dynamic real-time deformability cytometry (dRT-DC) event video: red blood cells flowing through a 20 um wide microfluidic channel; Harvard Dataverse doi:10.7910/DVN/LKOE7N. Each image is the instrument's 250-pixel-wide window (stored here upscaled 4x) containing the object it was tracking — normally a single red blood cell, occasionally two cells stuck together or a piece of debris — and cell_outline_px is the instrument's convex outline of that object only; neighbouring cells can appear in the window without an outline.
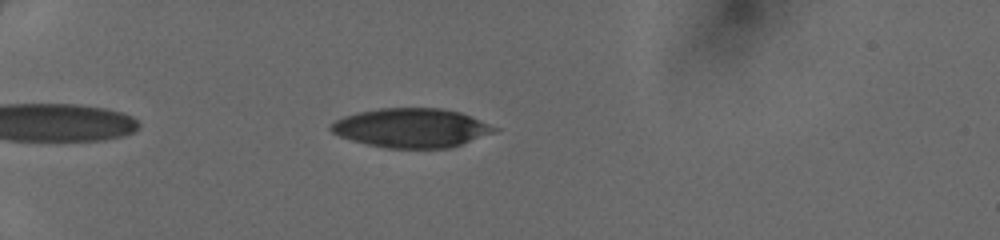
{"species": "human", "species_latin": "Homo sapiens", "temperature_condition": "cold", "stored_images_in_passage": 39, "camera_frame_rate_fps": 3000, "um_per_image_px": 0.085, "donor": {"sex": "female"}, "frame": {"image": 1, "passage_image": 6, "time_ms": 1.667, "image_size_px": [1000, 240], "cell_outline_px": [[500, 128], [496, 132], [448, 148], [384, 148], [352, 140], [340, 136], [332, 132], [328, 128], [336, 120], [344, 116], [356, 112], [380, 108], [440, 108], [460, 112], [472, 116]], "centroid_in_image_um": [34.98, 10.86], "position_along_channel_um": 50.0, "area_um2": 37.28}}
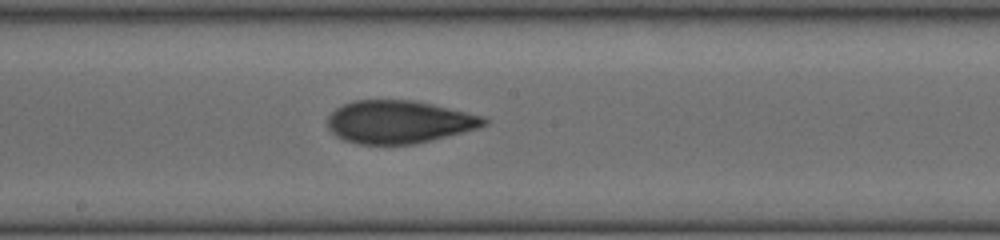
{"frame": {"image": 2, "passage_image": 20, "time_ms": 6.333, "image_size_px": [1000, 240], "cell_outline_px": [[488, 124], [476, 128], [412, 144], [360, 144], [344, 140], [336, 136], [328, 128], [328, 116], [336, 108], [352, 100], [412, 100], [432, 104], [484, 116], [488, 120]], "centroid_in_image_um": [33.87, 10.35], "position_along_channel_um": 214.3, "area_um2": 38.61}}
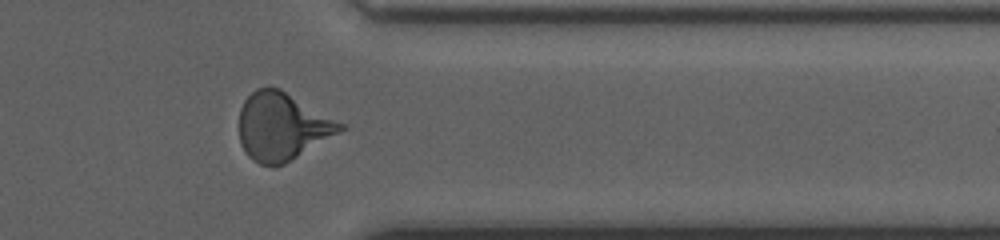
{"frame": {"image": 3, "passage_image": 32, "time_ms": 10.333, "image_size_px": [1000, 240], "cell_outline_px": [[348, 128], [284, 164], [272, 168], [260, 164], [252, 160], [244, 152], [240, 144], [240, 108], [244, 100], [256, 88], [280, 88], [348, 124]], "centroid_in_image_um": [24.03, 10.76], "position_along_channel_um": 387.4, "area_um2": 40.46}}